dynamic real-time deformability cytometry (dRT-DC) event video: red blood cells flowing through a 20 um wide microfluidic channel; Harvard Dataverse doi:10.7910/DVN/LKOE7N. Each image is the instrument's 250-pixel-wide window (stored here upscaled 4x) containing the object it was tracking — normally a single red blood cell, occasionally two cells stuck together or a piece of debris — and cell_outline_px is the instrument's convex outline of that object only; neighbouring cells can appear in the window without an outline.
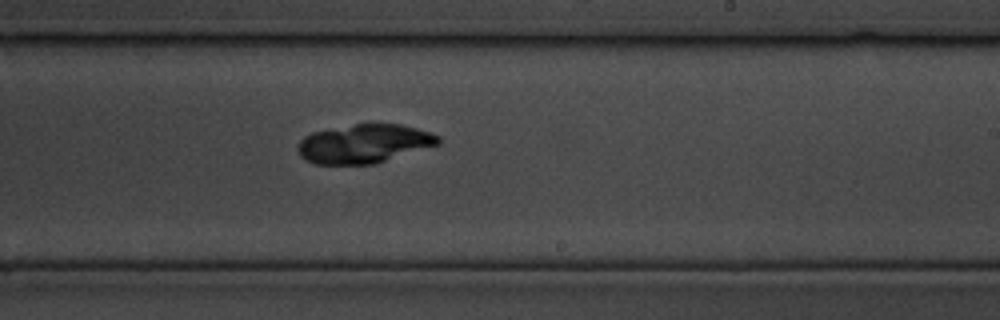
{"species": "common noctule bat (a hibernating species)", "species_latin": "Nyctalus noctula", "temperature_condition": "cold", "stored_images_in_passage": 18, "camera_frame_rate_fps": 3000, "um_per_image_px": 0.085, "animal": {"sex": "male", "body_mass_g": 19.5, "forearm_length_mm": 54.6}, "frame": {"image": 1, "passage_image": 16, "time_ms": 5.0, "image_size_px": [1000, 320], "cell_outline_px": [[440, 144], [376, 164], [312, 164], [304, 160], [300, 156], [296, 148], [300, 140], [304, 136], [312, 132], [356, 124], [400, 124], [432, 132], [440, 136]], "centroid_in_image_um": [30.95, 12.23], "position_along_channel_um": 258.1, "area_um2": 32.02}}